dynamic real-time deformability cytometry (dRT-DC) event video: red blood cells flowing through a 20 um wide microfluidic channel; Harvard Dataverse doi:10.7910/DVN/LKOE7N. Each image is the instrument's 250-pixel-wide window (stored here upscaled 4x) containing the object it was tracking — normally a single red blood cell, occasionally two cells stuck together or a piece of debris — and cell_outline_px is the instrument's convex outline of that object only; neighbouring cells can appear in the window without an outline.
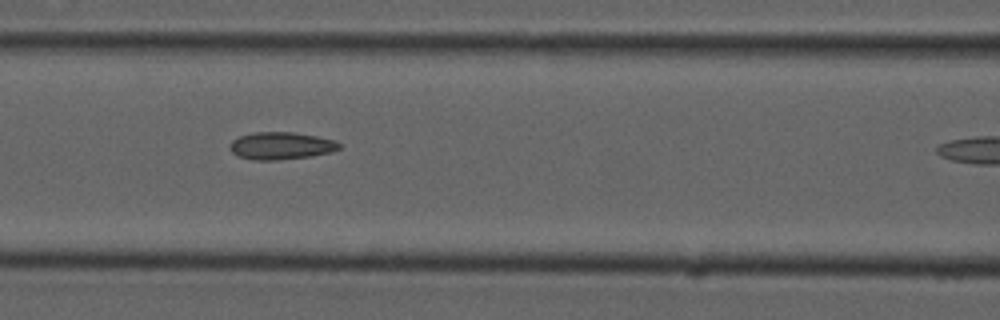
{"species": "common noctule bat (a hibernating species)", "species_latin": "Nyctalus noctula", "temperature_condition": "cold", "stored_images_in_passage": 11, "camera_frame_rate_fps": 3000, "um_per_image_px": 0.085, "animal": {"sex": "male", "forearm_length_mm": 52.5}, "frame": {"image": 1, "passage_image": 7, "time_ms": 2.0, "image_size_px": [1000, 320], "cell_outline_px": [[340, 148], [332, 152], [308, 156], [276, 160], [256, 160], [236, 156], [228, 148], [228, 144], [232, 140], [240, 136], [256, 132], [292, 132], [316, 136], [336, 140], [340, 144]], "centroid_in_image_um": [23.85, 12.39], "position_along_channel_um": 142.7, "area_um2": 17.46}}
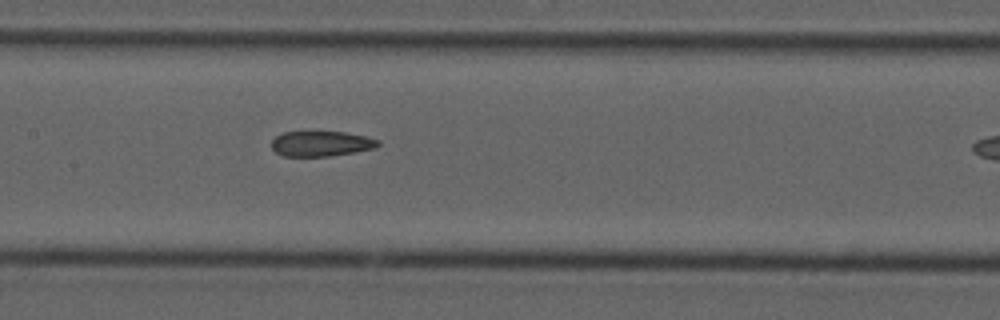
{"frame": {"image": 2, "passage_image": 10, "time_ms": 3.0, "image_size_px": [1000, 320], "cell_outline_px": [[380, 144], [376, 148], [328, 156], [284, 156], [276, 152], [272, 148], [272, 140], [276, 136], [284, 132], [344, 132], [364, 136], [380, 140]], "centroid_in_image_um": [27.3, 12.21], "position_along_channel_um": 180.1, "area_um2": 15.49}}